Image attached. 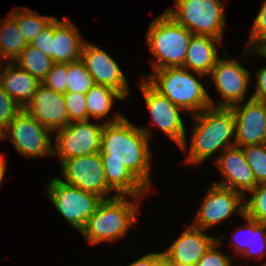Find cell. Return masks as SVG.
<instances>
[{
    "mask_svg": "<svg viewBox=\"0 0 266 266\" xmlns=\"http://www.w3.org/2000/svg\"><path fill=\"white\" fill-rule=\"evenodd\" d=\"M139 85L154 125L164 131L182 150L187 151L186 132L180 116L184 110L161 95L145 79Z\"/></svg>",
    "mask_w": 266,
    "mask_h": 266,
    "instance_id": "obj_12",
    "label": "cell"
},
{
    "mask_svg": "<svg viewBox=\"0 0 266 266\" xmlns=\"http://www.w3.org/2000/svg\"><path fill=\"white\" fill-rule=\"evenodd\" d=\"M3 20L0 24V59L13 62L28 44L10 14Z\"/></svg>",
    "mask_w": 266,
    "mask_h": 266,
    "instance_id": "obj_22",
    "label": "cell"
},
{
    "mask_svg": "<svg viewBox=\"0 0 266 266\" xmlns=\"http://www.w3.org/2000/svg\"><path fill=\"white\" fill-rule=\"evenodd\" d=\"M80 60L91 74L95 84L118 91L125 99L129 95L128 80L117 62L104 50L92 43L84 42Z\"/></svg>",
    "mask_w": 266,
    "mask_h": 266,
    "instance_id": "obj_15",
    "label": "cell"
},
{
    "mask_svg": "<svg viewBox=\"0 0 266 266\" xmlns=\"http://www.w3.org/2000/svg\"><path fill=\"white\" fill-rule=\"evenodd\" d=\"M24 110L51 132H56L69 124L64 95L42 83Z\"/></svg>",
    "mask_w": 266,
    "mask_h": 266,
    "instance_id": "obj_16",
    "label": "cell"
},
{
    "mask_svg": "<svg viewBox=\"0 0 266 266\" xmlns=\"http://www.w3.org/2000/svg\"><path fill=\"white\" fill-rule=\"evenodd\" d=\"M87 100V120L91 117L95 119L106 118L111 111L114 100H124L125 98L116 90L94 84L85 94Z\"/></svg>",
    "mask_w": 266,
    "mask_h": 266,
    "instance_id": "obj_23",
    "label": "cell"
},
{
    "mask_svg": "<svg viewBox=\"0 0 266 266\" xmlns=\"http://www.w3.org/2000/svg\"><path fill=\"white\" fill-rule=\"evenodd\" d=\"M52 132L22 109L9 123L0 141L10 135L15 150L27 158L46 157L53 154ZM7 134V135H6Z\"/></svg>",
    "mask_w": 266,
    "mask_h": 266,
    "instance_id": "obj_8",
    "label": "cell"
},
{
    "mask_svg": "<svg viewBox=\"0 0 266 266\" xmlns=\"http://www.w3.org/2000/svg\"><path fill=\"white\" fill-rule=\"evenodd\" d=\"M242 218H244L247 223V225H244L242 229L247 230L248 233L250 232V236L249 238H247L248 241L246 240L244 242L240 240V238H234L232 240V244L235 248V251L238 253L242 252L243 255H245V258H249L251 256L256 257V254L258 253L260 256H263V254H265L264 251L266 250V224L252 220L244 215L242 216Z\"/></svg>",
    "mask_w": 266,
    "mask_h": 266,
    "instance_id": "obj_24",
    "label": "cell"
},
{
    "mask_svg": "<svg viewBox=\"0 0 266 266\" xmlns=\"http://www.w3.org/2000/svg\"><path fill=\"white\" fill-rule=\"evenodd\" d=\"M146 80L161 95L192 115L214 107L202 83L187 68L168 67L153 71Z\"/></svg>",
    "mask_w": 266,
    "mask_h": 266,
    "instance_id": "obj_4",
    "label": "cell"
},
{
    "mask_svg": "<svg viewBox=\"0 0 266 266\" xmlns=\"http://www.w3.org/2000/svg\"><path fill=\"white\" fill-rule=\"evenodd\" d=\"M192 33L163 12L150 23L147 45L155 56L153 69L183 67Z\"/></svg>",
    "mask_w": 266,
    "mask_h": 266,
    "instance_id": "obj_5",
    "label": "cell"
},
{
    "mask_svg": "<svg viewBox=\"0 0 266 266\" xmlns=\"http://www.w3.org/2000/svg\"><path fill=\"white\" fill-rule=\"evenodd\" d=\"M162 266H187V265L174 263V262H163Z\"/></svg>",
    "mask_w": 266,
    "mask_h": 266,
    "instance_id": "obj_40",
    "label": "cell"
},
{
    "mask_svg": "<svg viewBox=\"0 0 266 266\" xmlns=\"http://www.w3.org/2000/svg\"><path fill=\"white\" fill-rule=\"evenodd\" d=\"M191 144L186 162L200 164L215 152L235 145L234 113L231 108L209 107L193 114Z\"/></svg>",
    "mask_w": 266,
    "mask_h": 266,
    "instance_id": "obj_2",
    "label": "cell"
},
{
    "mask_svg": "<svg viewBox=\"0 0 266 266\" xmlns=\"http://www.w3.org/2000/svg\"><path fill=\"white\" fill-rule=\"evenodd\" d=\"M60 163L62 167L61 175L64 178L62 181L66 184L97 194L103 199L117 196L116 194L108 195L112 190L108 187L105 178L100 152L65 159Z\"/></svg>",
    "mask_w": 266,
    "mask_h": 266,
    "instance_id": "obj_9",
    "label": "cell"
},
{
    "mask_svg": "<svg viewBox=\"0 0 266 266\" xmlns=\"http://www.w3.org/2000/svg\"><path fill=\"white\" fill-rule=\"evenodd\" d=\"M257 185L266 183V143L242 147Z\"/></svg>",
    "mask_w": 266,
    "mask_h": 266,
    "instance_id": "obj_29",
    "label": "cell"
},
{
    "mask_svg": "<svg viewBox=\"0 0 266 266\" xmlns=\"http://www.w3.org/2000/svg\"><path fill=\"white\" fill-rule=\"evenodd\" d=\"M222 40L207 35H192L183 67L199 77H206L220 58L216 44Z\"/></svg>",
    "mask_w": 266,
    "mask_h": 266,
    "instance_id": "obj_21",
    "label": "cell"
},
{
    "mask_svg": "<svg viewBox=\"0 0 266 266\" xmlns=\"http://www.w3.org/2000/svg\"><path fill=\"white\" fill-rule=\"evenodd\" d=\"M125 197L103 199L81 230L83 238L90 244H98L125 236L137 220V202L141 200V197L133 196L134 200L129 201Z\"/></svg>",
    "mask_w": 266,
    "mask_h": 266,
    "instance_id": "obj_3",
    "label": "cell"
},
{
    "mask_svg": "<svg viewBox=\"0 0 266 266\" xmlns=\"http://www.w3.org/2000/svg\"><path fill=\"white\" fill-rule=\"evenodd\" d=\"M46 191L57 211L80 232L103 200L97 194L66 184L58 177L51 178Z\"/></svg>",
    "mask_w": 266,
    "mask_h": 266,
    "instance_id": "obj_7",
    "label": "cell"
},
{
    "mask_svg": "<svg viewBox=\"0 0 266 266\" xmlns=\"http://www.w3.org/2000/svg\"><path fill=\"white\" fill-rule=\"evenodd\" d=\"M79 30L70 20L54 19V37L52 40V61L54 63H70L80 60L84 45Z\"/></svg>",
    "mask_w": 266,
    "mask_h": 266,
    "instance_id": "obj_19",
    "label": "cell"
},
{
    "mask_svg": "<svg viewBox=\"0 0 266 266\" xmlns=\"http://www.w3.org/2000/svg\"><path fill=\"white\" fill-rule=\"evenodd\" d=\"M216 164L226 180L214 184L238 191L243 196L244 191L249 192L257 186L242 147L234 145L226 148L216 160Z\"/></svg>",
    "mask_w": 266,
    "mask_h": 266,
    "instance_id": "obj_17",
    "label": "cell"
},
{
    "mask_svg": "<svg viewBox=\"0 0 266 266\" xmlns=\"http://www.w3.org/2000/svg\"><path fill=\"white\" fill-rule=\"evenodd\" d=\"M201 228L192 224L183 230L176 240L164 251L163 262H174L195 266L205 252L218 239L206 235Z\"/></svg>",
    "mask_w": 266,
    "mask_h": 266,
    "instance_id": "obj_18",
    "label": "cell"
},
{
    "mask_svg": "<svg viewBox=\"0 0 266 266\" xmlns=\"http://www.w3.org/2000/svg\"><path fill=\"white\" fill-rule=\"evenodd\" d=\"M176 8L164 11L194 35H207L223 41L225 6L220 0H175Z\"/></svg>",
    "mask_w": 266,
    "mask_h": 266,
    "instance_id": "obj_6",
    "label": "cell"
},
{
    "mask_svg": "<svg viewBox=\"0 0 266 266\" xmlns=\"http://www.w3.org/2000/svg\"><path fill=\"white\" fill-rule=\"evenodd\" d=\"M103 124H93L87 121L69 123L56 131L53 154H58L60 162L73 157L87 156L101 149V134Z\"/></svg>",
    "mask_w": 266,
    "mask_h": 266,
    "instance_id": "obj_10",
    "label": "cell"
},
{
    "mask_svg": "<svg viewBox=\"0 0 266 266\" xmlns=\"http://www.w3.org/2000/svg\"><path fill=\"white\" fill-rule=\"evenodd\" d=\"M219 243L221 241L217 239L195 266H232L231 258L218 250Z\"/></svg>",
    "mask_w": 266,
    "mask_h": 266,
    "instance_id": "obj_34",
    "label": "cell"
},
{
    "mask_svg": "<svg viewBox=\"0 0 266 266\" xmlns=\"http://www.w3.org/2000/svg\"><path fill=\"white\" fill-rule=\"evenodd\" d=\"M1 66L0 64V84L5 92L24 109L32 100L41 82L14 62ZM2 68L4 70L1 72Z\"/></svg>",
    "mask_w": 266,
    "mask_h": 266,
    "instance_id": "obj_20",
    "label": "cell"
},
{
    "mask_svg": "<svg viewBox=\"0 0 266 266\" xmlns=\"http://www.w3.org/2000/svg\"><path fill=\"white\" fill-rule=\"evenodd\" d=\"M250 32L247 51H260L266 46V0L256 15Z\"/></svg>",
    "mask_w": 266,
    "mask_h": 266,
    "instance_id": "obj_30",
    "label": "cell"
},
{
    "mask_svg": "<svg viewBox=\"0 0 266 266\" xmlns=\"http://www.w3.org/2000/svg\"><path fill=\"white\" fill-rule=\"evenodd\" d=\"M67 92L86 94L95 84L81 60L68 63Z\"/></svg>",
    "mask_w": 266,
    "mask_h": 266,
    "instance_id": "obj_27",
    "label": "cell"
},
{
    "mask_svg": "<svg viewBox=\"0 0 266 266\" xmlns=\"http://www.w3.org/2000/svg\"><path fill=\"white\" fill-rule=\"evenodd\" d=\"M63 95L69 123L87 121V100L85 94L66 92Z\"/></svg>",
    "mask_w": 266,
    "mask_h": 266,
    "instance_id": "obj_31",
    "label": "cell"
},
{
    "mask_svg": "<svg viewBox=\"0 0 266 266\" xmlns=\"http://www.w3.org/2000/svg\"><path fill=\"white\" fill-rule=\"evenodd\" d=\"M54 37V20L29 45L39 49L52 59V40Z\"/></svg>",
    "mask_w": 266,
    "mask_h": 266,
    "instance_id": "obj_35",
    "label": "cell"
},
{
    "mask_svg": "<svg viewBox=\"0 0 266 266\" xmlns=\"http://www.w3.org/2000/svg\"><path fill=\"white\" fill-rule=\"evenodd\" d=\"M68 63H53L51 70L42 80L47 88L65 94L67 92Z\"/></svg>",
    "mask_w": 266,
    "mask_h": 266,
    "instance_id": "obj_32",
    "label": "cell"
},
{
    "mask_svg": "<svg viewBox=\"0 0 266 266\" xmlns=\"http://www.w3.org/2000/svg\"><path fill=\"white\" fill-rule=\"evenodd\" d=\"M149 133L119 113L104 123L100 156L108 187L117 196L142 197L151 186Z\"/></svg>",
    "mask_w": 266,
    "mask_h": 266,
    "instance_id": "obj_1",
    "label": "cell"
},
{
    "mask_svg": "<svg viewBox=\"0 0 266 266\" xmlns=\"http://www.w3.org/2000/svg\"><path fill=\"white\" fill-rule=\"evenodd\" d=\"M13 62L17 63L20 68L27 71L40 82L51 70L54 63L50 57L29 44Z\"/></svg>",
    "mask_w": 266,
    "mask_h": 266,
    "instance_id": "obj_26",
    "label": "cell"
},
{
    "mask_svg": "<svg viewBox=\"0 0 266 266\" xmlns=\"http://www.w3.org/2000/svg\"><path fill=\"white\" fill-rule=\"evenodd\" d=\"M240 192L212 184L195 216V227L206 230L237 212L244 215V198Z\"/></svg>",
    "mask_w": 266,
    "mask_h": 266,
    "instance_id": "obj_11",
    "label": "cell"
},
{
    "mask_svg": "<svg viewBox=\"0 0 266 266\" xmlns=\"http://www.w3.org/2000/svg\"><path fill=\"white\" fill-rule=\"evenodd\" d=\"M10 15L16 20L27 44H30L56 18L39 15L27 7L13 9Z\"/></svg>",
    "mask_w": 266,
    "mask_h": 266,
    "instance_id": "obj_25",
    "label": "cell"
},
{
    "mask_svg": "<svg viewBox=\"0 0 266 266\" xmlns=\"http://www.w3.org/2000/svg\"><path fill=\"white\" fill-rule=\"evenodd\" d=\"M257 83L254 93L250 96L253 99L266 101V67H263L256 74Z\"/></svg>",
    "mask_w": 266,
    "mask_h": 266,
    "instance_id": "obj_36",
    "label": "cell"
},
{
    "mask_svg": "<svg viewBox=\"0 0 266 266\" xmlns=\"http://www.w3.org/2000/svg\"><path fill=\"white\" fill-rule=\"evenodd\" d=\"M210 75L217 91L224 99L214 107L230 108L235 104L243 103L251 74L236 59L219 58Z\"/></svg>",
    "mask_w": 266,
    "mask_h": 266,
    "instance_id": "obj_13",
    "label": "cell"
},
{
    "mask_svg": "<svg viewBox=\"0 0 266 266\" xmlns=\"http://www.w3.org/2000/svg\"><path fill=\"white\" fill-rule=\"evenodd\" d=\"M5 173H6V160L2 155H0V184L4 179Z\"/></svg>",
    "mask_w": 266,
    "mask_h": 266,
    "instance_id": "obj_38",
    "label": "cell"
},
{
    "mask_svg": "<svg viewBox=\"0 0 266 266\" xmlns=\"http://www.w3.org/2000/svg\"><path fill=\"white\" fill-rule=\"evenodd\" d=\"M21 110L22 108L5 92L0 84V137Z\"/></svg>",
    "mask_w": 266,
    "mask_h": 266,
    "instance_id": "obj_33",
    "label": "cell"
},
{
    "mask_svg": "<svg viewBox=\"0 0 266 266\" xmlns=\"http://www.w3.org/2000/svg\"><path fill=\"white\" fill-rule=\"evenodd\" d=\"M251 197L244 202V216L266 224V183L249 191Z\"/></svg>",
    "mask_w": 266,
    "mask_h": 266,
    "instance_id": "obj_28",
    "label": "cell"
},
{
    "mask_svg": "<svg viewBox=\"0 0 266 266\" xmlns=\"http://www.w3.org/2000/svg\"><path fill=\"white\" fill-rule=\"evenodd\" d=\"M234 113L235 145L244 147L266 143V101L249 98L230 107Z\"/></svg>",
    "mask_w": 266,
    "mask_h": 266,
    "instance_id": "obj_14",
    "label": "cell"
},
{
    "mask_svg": "<svg viewBox=\"0 0 266 266\" xmlns=\"http://www.w3.org/2000/svg\"><path fill=\"white\" fill-rule=\"evenodd\" d=\"M163 264V253L150 252L136 261L132 262L128 266H162Z\"/></svg>",
    "mask_w": 266,
    "mask_h": 266,
    "instance_id": "obj_37",
    "label": "cell"
},
{
    "mask_svg": "<svg viewBox=\"0 0 266 266\" xmlns=\"http://www.w3.org/2000/svg\"><path fill=\"white\" fill-rule=\"evenodd\" d=\"M252 52H254L255 54L257 53V54L261 55L262 57L266 58V46L263 47L260 51H253L252 50Z\"/></svg>",
    "mask_w": 266,
    "mask_h": 266,
    "instance_id": "obj_39",
    "label": "cell"
}]
</instances>
